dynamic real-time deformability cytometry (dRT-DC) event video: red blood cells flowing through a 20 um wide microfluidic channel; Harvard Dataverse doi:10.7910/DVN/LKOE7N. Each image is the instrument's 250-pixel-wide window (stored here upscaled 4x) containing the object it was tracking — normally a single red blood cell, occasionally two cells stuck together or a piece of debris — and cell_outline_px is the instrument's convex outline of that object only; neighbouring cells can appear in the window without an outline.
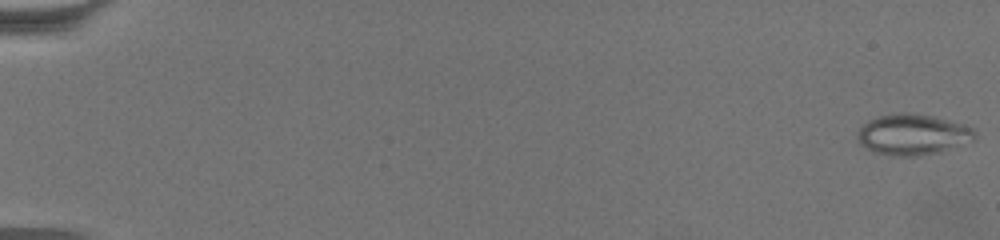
{"species": "common noctule bat (a hibernating species)", "species_latin": "Nyctalus noctula", "temperature_condition": "warm", "stored_images_in_passage": 64, "camera_frame_rate_fps": 3000, "um_per_image_px": 0.085, "animal": {"sex": "female", "body_mass_g": 19.5, "forearm_length_mm": 54.1}, "frame": {"image": 1, "passage_image": 1, "time_ms": 0.0, "image_size_px": [1000, 240], "cell_outline_px": [[976, 140], [972, 144], [936, 152], [916, 156], [892, 156], [872, 152], [860, 144], [856, 140], [856, 132], [868, 120], [880, 116], [896, 112], [904, 112], [932, 116], [976, 128]], "centroid_in_image_um": [77.61, 11.45], "position_along_channel_um": 7.4, "area_um2": 28.44}}
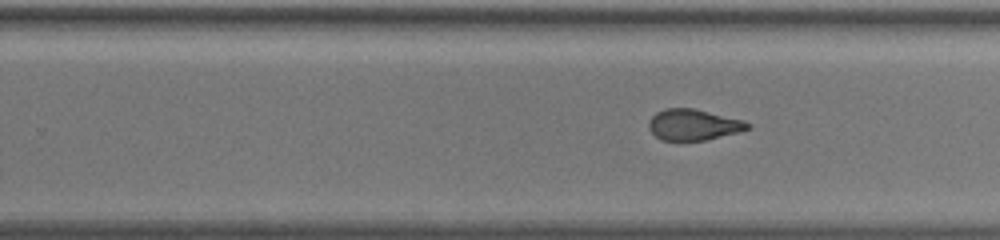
{"frame": {"image": 2, "passage_image": 42, "time_ms": 13.667, "image_size_px": [1000, 240], "cell_outline_px": [[752, 128], [740, 132], [704, 140], [660, 140], [648, 128], [648, 120], [656, 112], [664, 108], [692, 108], [744, 120], [752, 124]], "centroid_in_image_um": [58.95, 10.6], "position_along_channel_um": 270.8, "area_um2": 17.98}}
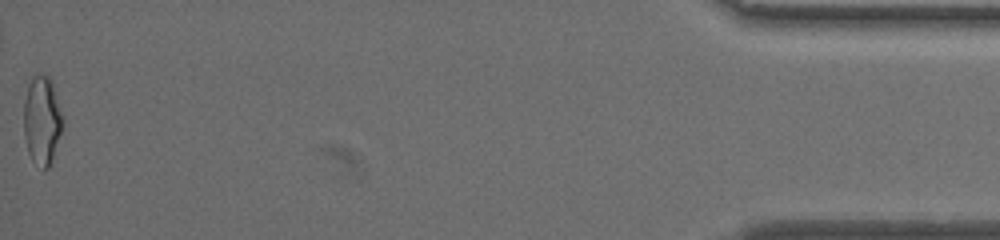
{"frame": {"image": 3, "passage_image": 64, "time_ms": 21.0, "image_size_px": [1000, 240], "cell_outline_px": [[64, 124], [48, 168], [44, 168], [32, 160], [28, 152], [24, 136], [24, 100], [28, 84], [32, 76], [36, 72], [48, 76], [52, 80], [64, 116]], "centroid_in_image_um": [3.58, 10.14], "position_along_channel_um": 431.6, "area_um2": 20.35}, "authors_computed_cell_mechanics": {"area_um2": 19.3919, "velocity_mm_per_s": 3.3836, "shape_relaxation_time_tau1_ms": null, "shape_relaxation_time_tau2_ms": 1.6621, "deformation_change_tau1": null, "deformation_change_tau2": 0.0714}}